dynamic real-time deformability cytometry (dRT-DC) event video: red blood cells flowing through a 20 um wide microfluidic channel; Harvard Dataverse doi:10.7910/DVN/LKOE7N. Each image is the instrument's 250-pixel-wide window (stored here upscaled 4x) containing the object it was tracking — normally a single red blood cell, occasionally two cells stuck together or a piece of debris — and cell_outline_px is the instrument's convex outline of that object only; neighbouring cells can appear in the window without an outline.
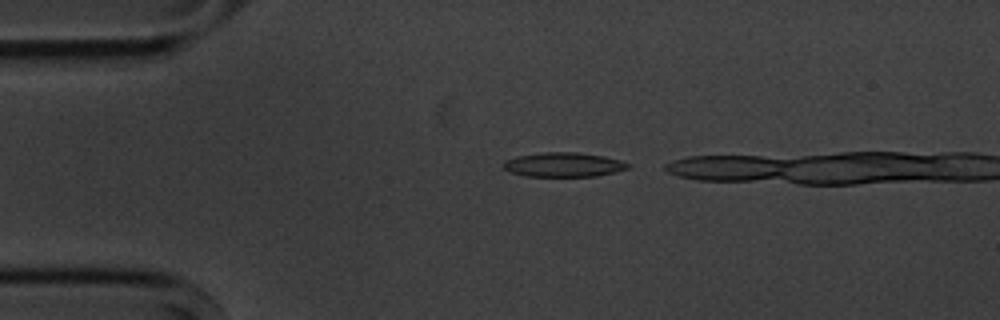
{"species": "common noctule bat (a hibernating species)", "species_latin": "Nyctalus noctula", "temperature_condition": "cold", "stored_images_in_passage": 3, "camera_frame_rate_fps": 3000, "um_per_image_px": 0.085, "animal": {"sex": "male", "body_mass_g": 20.1, "forearm_length_mm": 53.5}, "frame": {"image": 1, "passage_image": 1, "time_ms": 0.0, "image_size_px": [1000, 320], "cell_outline_px": [[632, 168], [596, 176], [528, 176], [512, 172], [504, 168], [500, 164], [504, 160], [516, 156], [544, 152], [576, 152], [604, 156], [620, 160], [632, 164]], "centroid_in_image_um": [47.93, 13.99], "position_along_channel_um": 37.1, "area_um2": 17.8}}